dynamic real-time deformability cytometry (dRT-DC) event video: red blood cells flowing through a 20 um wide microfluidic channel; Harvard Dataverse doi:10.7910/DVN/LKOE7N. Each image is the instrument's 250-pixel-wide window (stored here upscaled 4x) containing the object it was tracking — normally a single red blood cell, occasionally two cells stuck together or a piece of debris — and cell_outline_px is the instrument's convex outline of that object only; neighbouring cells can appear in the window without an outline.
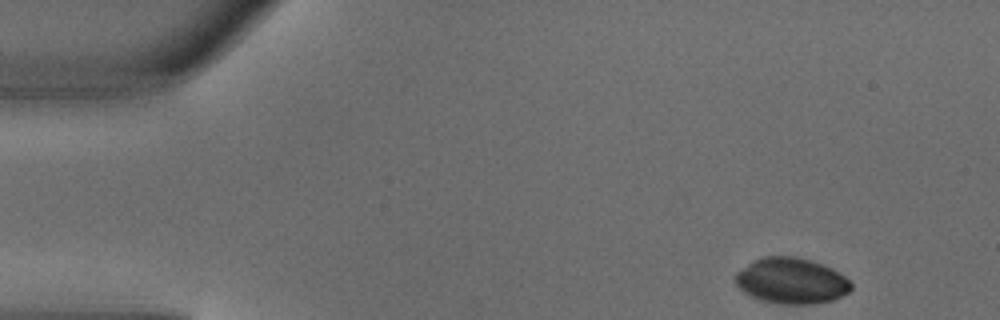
{"species": "common noctule bat (a hibernating species)", "species_latin": "Nyctalus noctula", "temperature_condition": "warm", "stored_images_in_passage": 2, "camera_frame_rate_fps": 3000, "um_per_image_px": 0.085, "animal": {"sex": "male", "body_mass_g": 18.8}, "frame": {"image": 1, "passage_image": 2, "time_ms": 0.333, "image_size_px": [1000, 320], "cell_outline_px": [[852, 288], [848, 292], [832, 300], [812, 304], [784, 304], [764, 300], [752, 296], [744, 292], [736, 284], [736, 272], [752, 260], [764, 256], [792, 256], [808, 260], [832, 268], [844, 276], [852, 284]], "centroid_in_image_um": [67.26, 23.86], "position_along_channel_um": 17.7, "area_um2": 30.58}}